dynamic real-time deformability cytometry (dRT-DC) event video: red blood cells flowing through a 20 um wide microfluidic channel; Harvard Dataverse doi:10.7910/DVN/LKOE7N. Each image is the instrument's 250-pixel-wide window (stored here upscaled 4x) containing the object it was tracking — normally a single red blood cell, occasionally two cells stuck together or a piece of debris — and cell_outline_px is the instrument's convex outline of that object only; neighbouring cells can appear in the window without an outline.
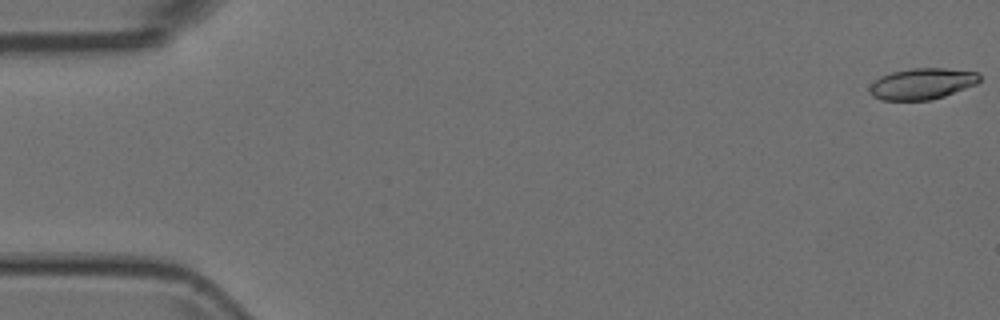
{"species": "Egyptian fruit bat (a non-hibernating species)", "species_latin": "Rousettus aegyptiacus", "temperature_condition": "room temperature", "stored_images_in_passage": 54, "camera_frame_rate_fps": 3000, "um_per_image_px": 0.085, "animal": {"sex": "female"}, "frame": {"image": 1, "passage_image": 1, "time_ms": 0.0, "image_size_px": [1000, 320], "cell_outline_px": [[980, 80], [976, 84], [944, 96], [932, 100], [880, 100], [872, 96], [868, 88], [880, 76], [892, 72], [912, 68], [944, 68], [980, 72]], "centroid_in_image_um": [78.38, 7.12], "position_along_channel_um": 6.6, "area_um2": 20.0}}
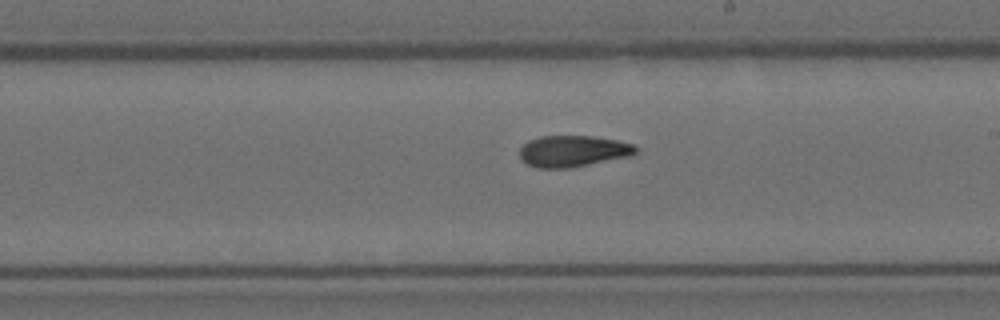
{"frame": {"image": 2, "passage_image": 31, "time_ms": 10.0, "image_size_px": [1000, 320], "cell_outline_px": [[636, 152], [628, 156], [568, 168], [536, 168], [520, 160], [520, 148], [528, 140], [540, 136], [592, 136], [616, 140], [636, 144]], "centroid_in_image_um": [48.66, 12.84], "position_along_channel_um": 240.3, "area_um2": 21.1}}
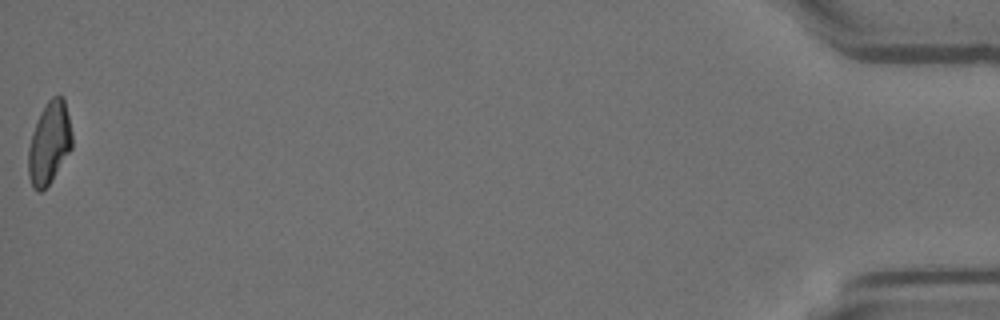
{"frame": {"image": 3, "passage_image": 54, "time_ms": 17.667, "image_size_px": [1000, 320], "cell_outline_px": [[72, 148], [48, 184], [40, 192], [32, 188], [28, 176], [28, 148], [32, 132], [40, 112], [48, 100], [52, 96], [60, 96], [64, 100], [72, 132]], "centroid_in_image_um": [4.17, 12.15], "position_along_channel_um": 431.0, "area_um2": 20.75}}